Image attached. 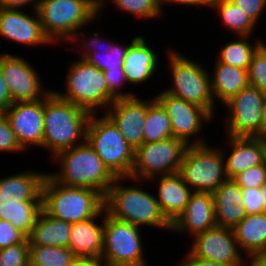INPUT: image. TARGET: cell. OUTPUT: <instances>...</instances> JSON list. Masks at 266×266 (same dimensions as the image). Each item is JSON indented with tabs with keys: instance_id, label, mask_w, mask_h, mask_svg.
I'll return each instance as SVG.
<instances>
[{
	"instance_id": "obj_1",
	"label": "cell",
	"mask_w": 266,
	"mask_h": 266,
	"mask_svg": "<svg viewBox=\"0 0 266 266\" xmlns=\"http://www.w3.org/2000/svg\"><path fill=\"white\" fill-rule=\"evenodd\" d=\"M133 181V185H123V181ZM137 179L116 178L104 197V209L112 218L138 227H156L171 231V224L159 208L155 195L142 188ZM139 184V185H137ZM141 185V186H140Z\"/></svg>"
},
{
	"instance_id": "obj_2",
	"label": "cell",
	"mask_w": 266,
	"mask_h": 266,
	"mask_svg": "<svg viewBox=\"0 0 266 266\" xmlns=\"http://www.w3.org/2000/svg\"><path fill=\"white\" fill-rule=\"evenodd\" d=\"M92 114L51 91L44 98L43 150L57 153L86 142V131Z\"/></svg>"
},
{
	"instance_id": "obj_3",
	"label": "cell",
	"mask_w": 266,
	"mask_h": 266,
	"mask_svg": "<svg viewBox=\"0 0 266 266\" xmlns=\"http://www.w3.org/2000/svg\"><path fill=\"white\" fill-rule=\"evenodd\" d=\"M51 159L60 170L48 174L66 186L94 189L105 197L116 179L87 142L63 150Z\"/></svg>"
},
{
	"instance_id": "obj_4",
	"label": "cell",
	"mask_w": 266,
	"mask_h": 266,
	"mask_svg": "<svg viewBox=\"0 0 266 266\" xmlns=\"http://www.w3.org/2000/svg\"><path fill=\"white\" fill-rule=\"evenodd\" d=\"M104 207L98 191L63 185L47 173L42 186V210L47 215L73 224L98 216Z\"/></svg>"
},
{
	"instance_id": "obj_5",
	"label": "cell",
	"mask_w": 266,
	"mask_h": 266,
	"mask_svg": "<svg viewBox=\"0 0 266 266\" xmlns=\"http://www.w3.org/2000/svg\"><path fill=\"white\" fill-rule=\"evenodd\" d=\"M36 10L52 45L68 43L78 30L99 19V6L93 0H40Z\"/></svg>"
},
{
	"instance_id": "obj_6",
	"label": "cell",
	"mask_w": 266,
	"mask_h": 266,
	"mask_svg": "<svg viewBox=\"0 0 266 266\" xmlns=\"http://www.w3.org/2000/svg\"><path fill=\"white\" fill-rule=\"evenodd\" d=\"M166 53L168 55L167 59L172 84L171 87L168 86L163 91L204 108L215 118L217 112L215 110L219 105L213 99L210 69L201 64L202 62L199 63V61L190 59L189 56L186 57L181 52L175 50V48H168Z\"/></svg>"
},
{
	"instance_id": "obj_7",
	"label": "cell",
	"mask_w": 266,
	"mask_h": 266,
	"mask_svg": "<svg viewBox=\"0 0 266 266\" xmlns=\"http://www.w3.org/2000/svg\"><path fill=\"white\" fill-rule=\"evenodd\" d=\"M67 71L65 91H52L91 114H99L102 109L104 113L110 105V91L103 71L82 58L73 61Z\"/></svg>"
},
{
	"instance_id": "obj_8",
	"label": "cell",
	"mask_w": 266,
	"mask_h": 266,
	"mask_svg": "<svg viewBox=\"0 0 266 266\" xmlns=\"http://www.w3.org/2000/svg\"><path fill=\"white\" fill-rule=\"evenodd\" d=\"M96 115L90 116L86 142L95 150L104 166L115 178L130 177L135 150L105 114Z\"/></svg>"
},
{
	"instance_id": "obj_9",
	"label": "cell",
	"mask_w": 266,
	"mask_h": 266,
	"mask_svg": "<svg viewBox=\"0 0 266 266\" xmlns=\"http://www.w3.org/2000/svg\"><path fill=\"white\" fill-rule=\"evenodd\" d=\"M178 174L194 192L213 193L228 178L219 147L188 145Z\"/></svg>"
},
{
	"instance_id": "obj_10",
	"label": "cell",
	"mask_w": 266,
	"mask_h": 266,
	"mask_svg": "<svg viewBox=\"0 0 266 266\" xmlns=\"http://www.w3.org/2000/svg\"><path fill=\"white\" fill-rule=\"evenodd\" d=\"M140 228L116 220L105 211L101 258L105 266H149Z\"/></svg>"
},
{
	"instance_id": "obj_11",
	"label": "cell",
	"mask_w": 266,
	"mask_h": 266,
	"mask_svg": "<svg viewBox=\"0 0 266 266\" xmlns=\"http://www.w3.org/2000/svg\"><path fill=\"white\" fill-rule=\"evenodd\" d=\"M188 145L175 137L142 143L134 153V165L130 178L148 181L156 176L176 174Z\"/></svg>"
},
{
	"instance_id": "obj_12",
	"label": "cell",
	"mask_w": 266,
	"mask_h": 266,
	"mask_svg": "<svg viewBox=\"0 0 266 266\" xmlns=\"http://www.w3.org/2000/svg\"><path fill=\"white\" fill-rule=\"evenodd\" d=\"M265 94L248 85L228 100L224 106L225 133L233 137H261V113Z\"/></svg>"
},
{
	"instance_id": "obj_13",
	"label": "cell",
	"mask_w": 266,
	"mask_h": 266,
	"mask_svg": "<svg viewBox=\"0 0 266 266\" xmlns=\"http://www.w3.org/2000/svg\"><path fill=\"white\" fill-rule=\"evenodd\" d=\"M154 98L171 119L173 137L184 141L187 145L208 143L203 139V134L201 136L199 134L204 130L203 124L211 123L214 118L204 108L165 91H160Z\"/></svg>"
},
{
	"instance_id": "obj_14",
	"label": "cell",
	"mask_w": 266,
	"mask_h": 266,
	"mask_svg": "<svg viewBox=\"0 0 266 266\" xmlns=\"http://www.w3.org/2000/svg\"><path fill=\"white\" fill-rule=\"evenodd\" d=\"M36 69L21 56L7 51L0 53V71L13 102L37 101L44 99L52 91V88L43 86Z\"/></svg>"
},
{
	"instance_id": "obj_15",
	"label": "cell",
	"mask_w": 266,
	"mask_h": 266,
	"mask_svg": "<svg viewBox=\"0 0 266 266\" xmlns=\"http://www.w3.org/2000/svg\"><path fill=\"white\" fill-rule=\"evenodd\" d=\"M188 250L193 256L230 266H241L245 255L237 244L233 229L214 227L196 234Z\"/></svg>"
},
{
	"instance_id": "obj_16",
	"label": "cell",
	"mask_w": 266,
	"mask_h": 266,
	"mask_svg": "<svg viewBox=\"0 0 266 266\" xmlns=\"http://www.w3.org/2000/svg\"><path fill=\"white\" fill-rule=\"evenodd\" d=\"M11 130L24 151L42 148L44 135V99L13 102L4 112ZM31 146V147H30Z\"/></svg>"
},
{
	"instance_id": "obj_17",
	"label": "cell",
	"mask_w": 266,
	"mask_h": 266,
	"mask_svg": "<svg viewBox=\"0 0 266 266\" xmlns=\"http://www.w3.org/2000/svg\"><path fill=\"white\" fill-rule=\"evenodd\" d=\"M24 11V12H23ZM8 9L0 7V36L22 46H51L45 36L37 10ZM33 13V14H32Z\"/></svg>"
},
{
	"instance_id": "obj_18",
	"label": "cell",
	"mask_w": 266,
	"mask_h": 266,
	"mask_svg": "<svg viewBox=\"0 0 266 266\" xmlns=\"http://www.w3.org/2000/svg\"><path fill=\"white\" fill-rule=\"evenodd\" d=\"M148 99L138 96L116 99L104 114L114 123L126 142L136 150L143 143L144 122Z\"/></svg>"
},
{
	"instance_id": "obj_19",
	"label": "cell",
	"mask_w": 266,
	"mask_h": 266,
	"mask_svg": "<svg viewBox=\"0 0 266 266\" xmlns=\"http://www.w3.org/2000/svg\"><path fill=\"white\" fill-rule=\"evenodd\" d=\"M47 173L26 170L0 178V206L42 204V186Z\"/></svg>"
},
{
	"instance_id": "obj_20",
	"label": "cell",
	"mask_w": 266,
	"mask_h": 266,
	"mask_svg": "<svg viewBox=\"0 0 266 266\" xmlns=\"http://www.w3.org/2000/svg\"><path fill=\"white\" fill-rule=\"evenodd\" d=\"M227 145L231 149L227 153L221 147L225 162V172L228 179H233L239 173L250 167L263 164L266 161V138L226 136ZM228 154V156H227Z\"/></svg>"
},
{
	"instance_id": "obj_21",
	"label": "cell",
	"mask_w": 266,
	"mask_h": 266,
	"mask_svg": "<svg viewBox=\"0 0 266 266\" xmlns=\"http://www.w3.org/2000/svg\"><path fill=\"white\" fill-rule=\"evenodd\" d=\"M216 226L213 193L194 192L183 213L171 225V233L194 237Z\"/></svg>"
},
{
	"instance_id": "obj_22",
	"label": "cell",
	"mask_w": 266,
	"mask_h": 266,
	"mask_svg": "<svg viewBox=\"0 0 266 266\" xmlns=\"http://www.w3.org/2000/svg\"><path fill=\"white\" fill-rule=\"evenodd\" d=\"M147 182L156 183L159 208L166 220L172 225L183 213L194 191L176 173L171 175L156 176ZM158 182V183H157Z\"/></svg>"
},
{
	"instance_id": "obj_23",
	"label": "cell",
	"mask_w": 266,
	"mask_h": 266,
	"mask_svg": "<svg viewBox=\"0 0 266 266\" xmlns=\"http://www.w3.org/2000/svg\"><path fill=\"white\" fill-rule=\"evenodd\" d=\"M132 38L123 62V70L128 84L138 86L150 78L153 79L154 73L159 70V58L145 37L138 35Z\"/></svg>"
},
{
	"instance_id": "obj_24",
	"label": "cell",
	"mask_w": 266,
	"mask_h": 266,
	"mask_svg": "<svg viewBox=\"0 0 266 266\" xmlns=\"http://www.w3.org/2000/svg\"><path fill=\"white\" fill-rule=\"evenodd\" d=\"M101 218V224L96 223ZM104 223L105 209L96 217L71 224L68 248L76 257L102 258Z\"/></svg>"
},
{
	"instance_id": "obj_25",
	"label": "cell",
	"mask_w": 266,
	"mask_h": 266,
	"mask_svg": "<svg viewBox=\"0 0 266 266\" xmlns=\"http://www.w3.org/2000/svg\"><path fill=\"white\" fill-rule=\"evenodd\" d=\"M213 69L209 74L215 103L220 102L224 105L234 95L249 85L248 70L220 63L217 59H215Z\"/></svg>"
},
{
	"instance_id": "obj_26",
	"label": "cell",
	"mask_w": 266,
	"mask_h": 266,
	"mask_svg": "<svg viewBox=\"0 0 266 266\" xmlns=\"http://www.w3.org/2000/svg\"><path fill=\"white\" fill-rule=\"evenodd\" d=\"M243 255H266V213L248 214L233 228Z\"/></svg>"
},
{
	"instance_id": "obj_27",
	"label": "cell",
	"mask_w": 266,
	"mask_h": 266,
	"mask_svg": "<svg viewBox=\"0 0 266 266\" xmlns=\"http://www.w3.org/2000/svg\"><path fill=\"white\" fill-rule=\"evenodd\" d=\"M71 223L39 213L28 240L29 246L69 247Z\"/></svg>"
},
{
	"instance_id": "obj_28",
	"label": "cell",
	"mask_w": 266,
	"mask_h": 266,
	"mask_svg": "<svg viewBox=\"0 0 266 266\" xmlns=\"http://www.w3.org/2000/svg\"><path fill=\"white\" fill-rule=\"evenodd\" d=\"M253 36H238L236 40L225 43L215 57L220 63L231 65L237 68L249 69L253 53L258 49L261 38H254L250 42L248 38Z\"/></svg>"
},
{
	"instance_id": "obj_29",
	"label": "cell",
	"mask_w": 266,
	"mask_h": 266,
	"mask_svg": "<svg viewBox=\"0 0 266 266\" xmlns=\"http://www.w3.org/2000/svg\"><path fill=\"white\" fill-rule=\"evenodd\" d=\"M148 99V110L143 128V143L159 142L173 137L170 117L154 96L152 99Z\"/></svg>"
},
{
	"instance_id": "obj_30",
	"label": "cell",
	"mask_w": 266,
	"mask_h": 266,
	"mask_svg": "<svg viewBox=\"0 0 266 266\" xmlns=\"http://www.w3.org/2000/svg\"><path fill=\"white\" fill-rule=\"evenodd\" d=\"M222 26L236 36H252L257 25L231 0H221L214 8Z\"/></svg>"
},
{
	"instance_id": "obj_31",
	"label": "cell",
	"mask_w": 266,
	"mask_h": 266,
	"mask_svg": "<svg viewBox=\"0 0 266 266\" xmlns=\"http://www.w3.org/2000/svg\"><path fill=\"white\" fill-rule=\"evenodd\" d=\"M42 210V204H9L0 206V219L11 222L27 238Z\"/></svg>"
},
{
	"instance_id": "obj_32",
	"label": "cell",
	"mask_w": 266,
	"mask_h": 266,
	"mask_svg": "<svg viewBox=\"0 0 266 266\" xmlns=\"http://www.w3.org/2000/svg\"><path fill=\"white\" fill-rule=\"evenodd\" d=\"M109 0H105L100 6H99V17L102 18L103 11L105 8L107 9ZM112 4L115 6L116 11H122V13L131 14L133 16H136L137 19H144L149 21L158 19V17H161L163 15L160 7V2L158 0H111ZM107 2V4H106ZM149 19V20H148Z\"/></svg>"
},
{
	"instance_id": "obj_33",
	"label": "cell",
	"mask_w": 266,
	"mask_h": 266,
	"mask_svg": "<svg viewBox=\"0 0 266 266\" xmlns=\"http://www.w3.org/2000/svg\"><path fill=\"white\" fill-rule=\"evenodd\" d=\"M75 257L68 247L29 246V266H69Z\"/></svg>"
},
{
	"instance_id": "obj_34",
	"label": "cell",
	"mask_w": 266,
	"mask_h": 266,
	"mask_svg": "<svg viewBox=\"0 0 266 266\" xmlns=\"http://www.w3.org/2000/svg\"><path fill=\"white\" fill-rule=\"evenodd\" d=\"M112 43V49L108 51L87 54L83 59L101 71L123 69V62L129 44Z\"/></svg>"
},
{
	"instance_id": "obj_35",
	"label": "cell",
	"mask_w": 266,
	"mask_h": 266,
	"mask_svg": "<svg viewBox=\"0 0 266 266\" xmlns=\"http://www.w3.org/2000/svg\"><path fill=\"white\" fill-rule=\"evenodd\" d=\"M107 38H102L98 32H94L91 36L86 35L84 31H82V28L78 30L74 36L69 40L72 43L71 45L76 43L74 47H77L80 49V56L79 58H84L89 53H95V52H102V51H108L112 49V42L110 41V38L106 40ZM82 40V41H81ZM78 44V45H77ZM81 44V45H80ZM92 46V47H91Z\"/></svg>"
},
{
	"instance_id": "obj_36",
	"label": "cell",
	"mask_w": 266,
	"mask_h": 266,
	"mask_svg": "<svg viewBox=\"0 0 266 266\" xmlns=\"http://www.w3.org/2000/svg\"><path fill=\"white\" fill-rule=\"evenodd\" d=\"M249 85L266 93V55L258 48L252 55L248 69Z\"/></svg>"
},
{
	"instance_id": "obj_37",
	"label": "cell",
	"mask_w": 266,
	"mask_h": 266,
	"mask_svg": "<svg viewBox=\"0 0 266 266\" xmlns=\"http://www.w3.org/2000/svg\"><path fill=\"white\" fill-rule=\"evenodd\" d=\"M214 206L241 205L243 201L242 189L233 179H227L214 192Z\"/></svg>"
},
{
	"instance_id": "obj_38",
	"label": "cell",
	"mask_w": 266,
	"mask_h": 266,
	"mask_svg": "<svg viewBox=\"0 0 266 266\" xmlns=\"http://www.w3.org/2000/svg\"><path fill=\"white\" fill-rule=\"evenodd\" d=\"M103 73L110 91V104L116 99L132 98L136 96L134 93H132L133 91L127 92L122 90L123 87H125V84H128L123 69L105 70Z\"/></svg>"
},
{
	"instance_id": "obj_39",
	"label": "cell",
	"mask_w": 266,
	"mask_h": 266,
	"mask_svg": "<svg viewBox=\"0 0 266 266\" xmlns=\"http://www.w3.org/2000/svg\"><path fill=\"white\" fill-rule=\"evenodd\" d=\"M0 266H29V243H17L1 249Z\"/></svg>"
},
{
	"instance_id": "obj_40",
	"label": "cell",
	"mask_w": 266,
	"mask_h": 266,
	"mask_svg": "<svg viewBox=\"0 0 266 266\" xmlns=\"http://www.w3.org/2000/svg\"><path fill=\"white\" fill-rule=\"evenodd\" d=\"M215 207V220L218 227L233 229L246 214L245 208L242 205H224Z\"/></svg>"
},
{
	"instance_id": "obj_41",
	"label": "cell",
	"mask_w": 266,
	"mask_h": 266,
	"mask_svg": "<svg viewBox=\"0 0 266 266\" xmlns=\"http://www.w3.org/2000/svg\"><path fill=\"white\" fill-rule=\"evenodd\" d=\"M233 180L241 189L262 188L266 181V161L239 173Z\"/></svg>"
},
{
	"instance_id": "obj_42",
	"label": "cell",
	"mask_w": 266,
	"mask_h": 266,
	"mask_svg": "<svg viewBox=\"0 0 266 266\" xmlns=\"http://www.w3.org/2000/svg\"><path fill=\"white\" fill-rule=\"evenodd\" d=\"M0 152H24L16 139L15 133L11 130L5 113H0Z\"/></svg>"
},
{
	"instance_id": "obj_43",
	"label": "cell",
	"mask_w": 266,
	"mask_h": 266,
	"mask_svg": "<svg viewBox=\"0 0 266 266\" xmlns=\"http://www.w3.org/2000/svg\"><path fill=\"white\" fill-rule=\"evenodd\" d=\"M17 243H29V240L11 222L0 219V250Z\"/></svg>"
},
{
	"instance_id": "obj_44",
	"label": "cell",
	"mask_w": 266,
	"mask_h": 266,
	"mask_svg": "<svg viewBox=\"0 0 266 266\" xmlns=\"http://www.w3.org/2000/svg\"><path fill=\"white\" fill-rule=\"evenodd\" d=\"M242 195L241 205L245 208L247 215L263 213L262 188L242 189Z\"/></svg>"
},
{
	"instance_id": "obj_45",
	"label": "cell",
	"mask_w": 266,
	"mask_h": 266,
	"mask_svg": "<svg viewBox=\"0 0 266 266\" xmlns=\"http://www.w3.org/2000/svg\"><path fill=\"white\" fill-rule=\"evenodd\" d=\"M241 8L257 25L261 19L263 11L266 10V0H231Z\"/></svg>"
},
{
	"instance_id": "obj_46",
	"label": "cell",
	"mask_w": 266,
	"mask_h": 266,
	"mask_svg": "<svg viewBox=\"0 0 266 266\" xmlns=\"http://www.w3.org/2000/svg\"><path fill=\"white\" fill-rule=\"evenodd\" d=\"M186 257L183 258V260L180 259L179 266H230L224 263H217L213 262L211 260H206L202 258H197L193 256L189 251L186 252Z\"/></svg>"
},
{
	"instance_id": "obj_47",
	"label": "cell",
	"mask_w": 266,
	"mask_h": 266,
	"mask_svg": "<svg viewBox=\"0 0 266 266\" xmlns=\"http://www.w3.org/2000/svg\"><path fill=\"white\" fill-rule=\"evenodd\" d=\"M40 0H0V7L8 9H23L31 6L32 10H36Z\"/></svg>"
},
{
	"instance_id": "obj_48",
	"label": "cell",
	"mask_w": 266,
	"mask_h": 266,
	"mask_svg": "<svg viewBox=\"0 0 266 266\" xmlns=\"http://www.w3.org/2000/svg\"><path fill=\"white\" fill-rule=\"evenodd\" d=\"M12 103L10 91L0 71V113H4Z\"/></svg>"
},
{
	"instance_id": "obj_49",
	"label": "cell",
	"mask_w": 266,
	"mask_h": 266,
	"mask_svg": "<svg viewBox=\"0 0 266 266\" xmlns=\"http://www.w3.org/2000/svg\"><path fill=\"white\" fill-rule=\"evenodd\" d=\"M69 266H105L101 258L75 257Z\"/></svg>"
},
{
	"instance_id": "obj_50",
	"label": "cell",
	"mask_w": 266,
	"mask_h": 266,
	"mask_svg": "<svg viewBox=\"0 0 266 266\" xmlns=\"http://www.w3.org/2000/svg\"><path fill=\"white\" fill-rule=\"evenodd\" d=\"M241 266H266V255L245 256Z\"/></svg>"
},
{
	"instance_id": "obj_51",
	"label": "cell",
	"mask_w": 266,
	"mask_h": 266,
	"mask_svg": "<svg viewBox=\"0 0 266 266\" xmlns=\"http://www.w3.org/2000/svg\"><path fill=\"white\" fill-rule=\"evenodd\" d=\"M167 5V4H172V5H181V6H191V8L193 6L196 7V0H163L161 3H160V7H161V11L162 13H164L166 10H164L163 6L164 5ZM164 11V12H163Z\"/></svg>"
},
{
	"instance_id": "obj_52",
	"label": "cell",
	"mask_w": 266,
	"mask_h": 266,
	"mask_svg": "<svg viewBox=\"0 0 266 266\" xmlns=\"http://www.w3.org/2000/svg\"><path fill=\"white\" fill-rule=\"evenodd\" d=\"M261 137L266 138V93H265L263 109L261 113Z\"/></svg>"
},
{
	"instance_id": "obj_53",
	"label": "cell",
	"mask_w": 266,
	"mask_h": 266,
	"mask_svg": "<svg viewBox=\"0 0 266 266\" xmlns=\"http://www.w3.org/2000/svg\"><path fill=\"white\" fill-rule=\"evenodd\" d=\"M221 0H196V7H204V8H211L213 9Z\"/></svg>"
},
{
	"instance_id": "obj_54",
	"label": "cell",
	"mask_w": 266,
	"mask_h": 266,
	"mask_svg": "<svg viewBox=\"0 0 266 266\" xmlns=\"http://www.w3.org/2000/svg\"><path fill=\"white\" fill-rule=\"evenodd\" d=\"M262 197H263V213H266V181L262 186Z\"/></svg>"
},
{
	"instance_id": "obj_55",
	"label": "cell",
	"mask_w": 266,
	"mask_h": 266,
	"mask_svg": "<svg viewBox=\"0 0 266 266\" xmlns=\"http://www.w3.org/2000/svg\"><path fill=\"white\" fill-rule=\"evenodd\" d=\"M258 48L266 55V43L263 39L260 41Z\"/></svg>"
},
{
	"instance_id": "obj_56",
	"label": "cell",
	"mask_w": 266,
	"mask_h": 266,
	"mask_svg": "<svg viewBox=\"0 0 266 266\" xmlns=\"http://www.w3.org/2000/svg\"><path fill=\"white\" fill-rule=\"evenodd\" d=\"M98 6H100L105 0H93Z\"/></svg>"
}]
</instances>
